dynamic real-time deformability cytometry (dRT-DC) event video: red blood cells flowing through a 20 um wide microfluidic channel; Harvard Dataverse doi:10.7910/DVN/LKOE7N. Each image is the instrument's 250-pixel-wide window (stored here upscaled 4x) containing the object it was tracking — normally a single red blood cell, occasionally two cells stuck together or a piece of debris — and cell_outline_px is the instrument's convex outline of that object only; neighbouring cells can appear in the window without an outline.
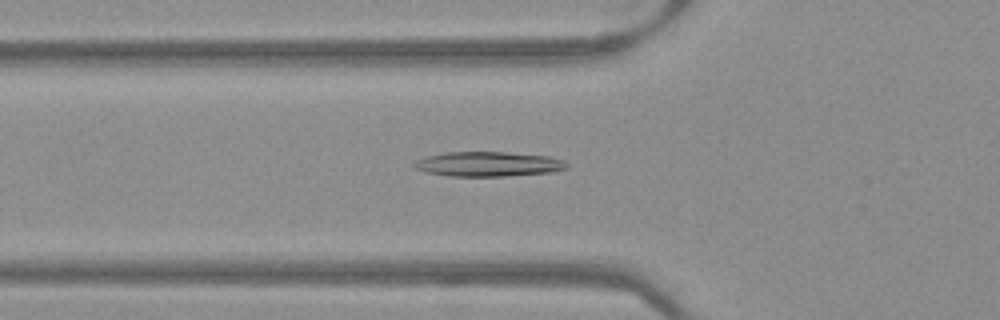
{"species": "Egyptian fruit bat (a non-hibernating species)", "species_latin": "Rousettus aegyptiacus", "temperature_condition": "warm", "stored_images_in_passage": 51, "camera_frame_rate_fps": 3000, "um_per_image_px": 0.085, "frame": {"image": 1, "passage_image": 18, "time_ms": 5.667, "image_size_px": [1000, 320], "cell_outline_px": [[568, 168], [552, 172], [508, 176], [448, 176], [424, 172], [412, 168], [412, 164], [416, 160], [424, 156], [444, 152], [504, 152], [548, 156], [564, 160], [568, 164]], "centroid_in_image_um": [41.45, 13.95], "position_along_channel_um": 84.4, "area_um2": 22.31}}
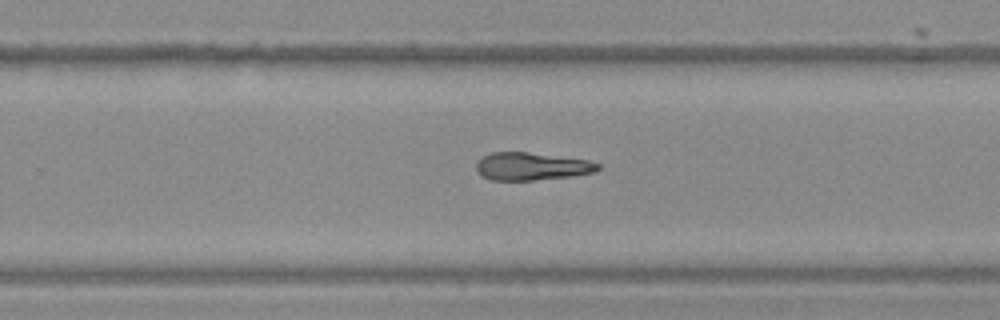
{"frame": {"image": 2, "passage_image": 33, "time_ms": 10.667, "image_size_px": [1000, 320], "cell_outline_px": [[600, 168], [596, 172], [576, 176], [532, 180], [492, 180], [480, 176], [476, 172], [476, 160], [480, 156], [492, 152], [524, 152], [588, 160], [600, 164]], "centroid_in_image_um": [45.14, 14.15], "position_along_channel_um": 284.7, "area_um2": 19.88}}
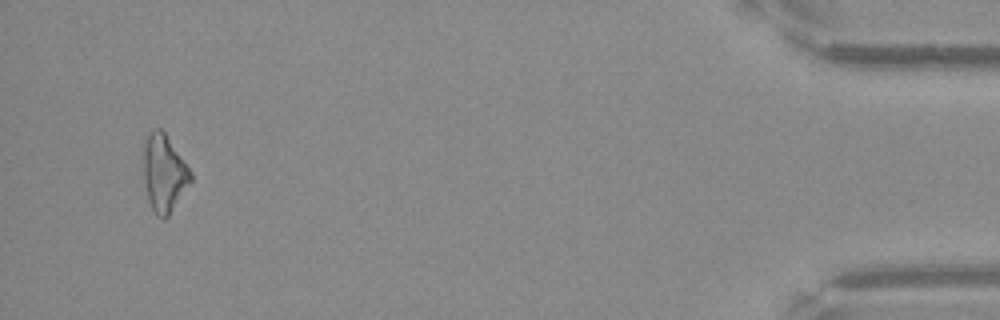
{"frame": {"image": 3, "passage_image": 49, "time_ms": 16.0, "image_size_px": [1000, 320], "cell_outline_px": [[192, 180], [168, 216], [164, 220], [156, 216], [148, 200], [140, 176], [140, 148], [148, 136], [156, 128], [160, 128], [164, 132], [192, 172]], "centroid_in_image_um": [13.85, 14.72], "position_along_channel_um": 421.4, "area_um2": 22.08}}